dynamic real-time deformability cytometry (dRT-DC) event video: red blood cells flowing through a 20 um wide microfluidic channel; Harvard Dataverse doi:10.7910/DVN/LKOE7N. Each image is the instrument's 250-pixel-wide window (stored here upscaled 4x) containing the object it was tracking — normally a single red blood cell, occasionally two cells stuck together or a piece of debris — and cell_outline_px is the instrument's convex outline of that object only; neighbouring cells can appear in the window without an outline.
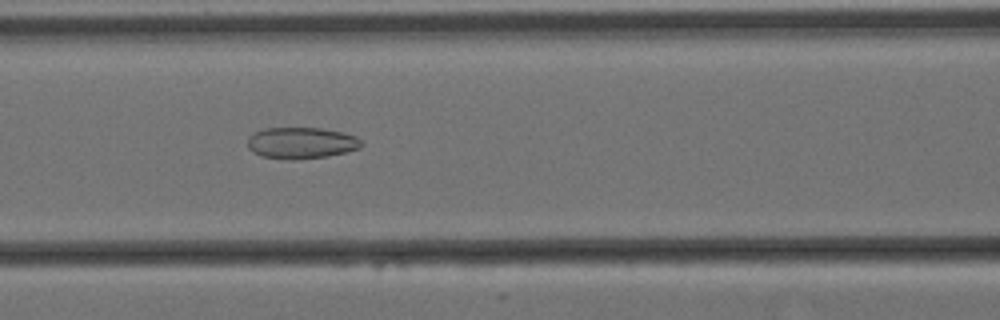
{"species": "Egyptian fruit bat (a non-hibernating species)", "species_latin": "Rousettus aegyptiacus", "temperature_condition": "cold", "stored_images_in_passage": 5, "camera_frame_rate_fps": 3000, "um_per_image_px": 0.085, "animal": {"sex": "female"}, "frame": {"image": 1, "passage_image": 5, "time_ms": 1.333, "image_size_px": [1000, 320], "cell_outline_px": [[364, 144], [360, 148], [328, 156], [292, 160], [260, 156], [252, 152], [248, 148], [248, 136], [264, 128], [320, 128], [344, 132], [356, 136]], "centroid_in_image_um": [25.6, 12.15], "position_along_channel_um": 141.0, "area_um2": 20.92}}